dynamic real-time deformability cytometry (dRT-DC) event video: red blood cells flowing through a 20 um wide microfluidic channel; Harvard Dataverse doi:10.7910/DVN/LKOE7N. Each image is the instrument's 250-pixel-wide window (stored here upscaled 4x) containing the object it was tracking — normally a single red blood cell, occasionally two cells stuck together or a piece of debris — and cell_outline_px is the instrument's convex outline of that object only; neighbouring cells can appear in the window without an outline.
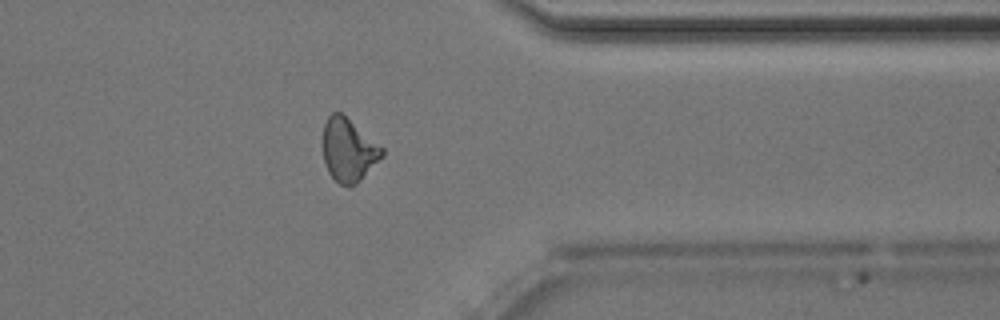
{"species": "Egyptian fruit bat (a non-hibernating species)", "species_latin": "Rousettus aegyptiacus", "temperature_condition": "room temperature", "stored_images_in_passage": 35, "camera_frame_rate_fps": 3000, "um_per_image_px": 0.085, "animal": {"sex": "male"}, "frame": {"image": 1, "passage_image": 25, "time_ms": 8.0, "image_size_px": [1000, 320], "cell_outline_px": [[384, 156], [352, 188], [348, 188], [340, 184], [328, 172], [324, 164], [324, 124], [328, 116], [332, 112], [340, 112], [384, 148]], "centroid_in_image_um": [29.64, 12.79], "position_along_channel_um": 381.8, "area_um2": 21.68}, "authors_computed_cell_mechanics": {"area_um2": 22.0796, "velocity_mm_per_s": 4.029, "shape_relaxation_time_tau1_ms": 3.8404, "shape_relaxation_time_tau2_ms": 2.5958, "deformation_change_tau1": 0.1377, "deformation_change_tau2": 0.1031}}